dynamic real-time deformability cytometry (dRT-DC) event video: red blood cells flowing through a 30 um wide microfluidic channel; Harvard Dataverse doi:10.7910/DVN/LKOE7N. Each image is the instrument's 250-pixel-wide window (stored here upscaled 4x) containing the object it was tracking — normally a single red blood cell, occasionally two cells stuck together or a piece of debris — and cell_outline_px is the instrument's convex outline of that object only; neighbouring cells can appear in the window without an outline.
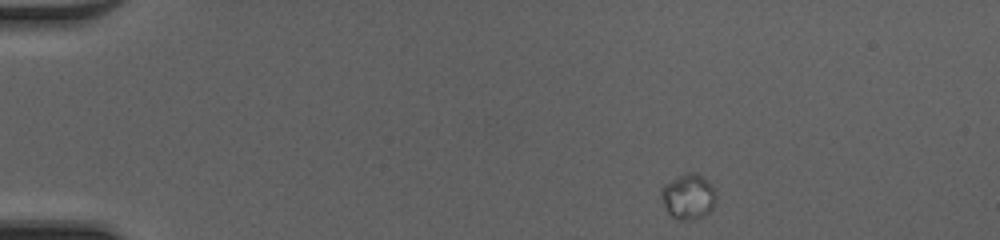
{"species": "common noctule bat (a hibernating species)", "species_latin": "Nyctalus noctula", "temperature_condition": "cold", "stored_images_in_passage": 43, "camera_frame_rate_fps": 3000, "um_per_image_px": 0.085, "animal": {"sex": "female", "body_mass_g": 20.0, "forearm_length_mm": 54.0}, "frame": {"image": 1, "passage_image": 1, "time_ms": 0.0, "image_size_px": [1000, 240], "cell_outline_px": [[716, 200], [712, 208], [708, 212], [692, 220], [680, 220], [672, 216], [668, 212], [660, 196], [660, 188], [664, 184], [684, 172], [696, 172], [712, 184], [716, 196]], "centroid_in_image_um": [58.49, 16.68], "position_along_channel_um": 26.5, "area_um2": 14.51}}
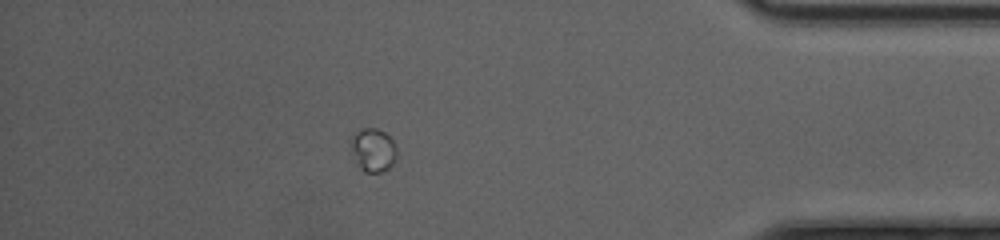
{"frame": {"image": 2, "passage_image": 37, "time_ms": 12.0, "image_size_px": [1000, 240], "cell_outline_px": [[396, 156], [392, 164], [388, 168], [380, 172], [364, 172], [356, 164], [352, 148], [352, 136], [356, 132], [364, 128], [376, 128], [384, 132], [392, 140], [396, 148]], "centroid_in_image_um": [31.72, 12.76], "position_along_channel_um": 403.5, "area_um2": 11.33}}